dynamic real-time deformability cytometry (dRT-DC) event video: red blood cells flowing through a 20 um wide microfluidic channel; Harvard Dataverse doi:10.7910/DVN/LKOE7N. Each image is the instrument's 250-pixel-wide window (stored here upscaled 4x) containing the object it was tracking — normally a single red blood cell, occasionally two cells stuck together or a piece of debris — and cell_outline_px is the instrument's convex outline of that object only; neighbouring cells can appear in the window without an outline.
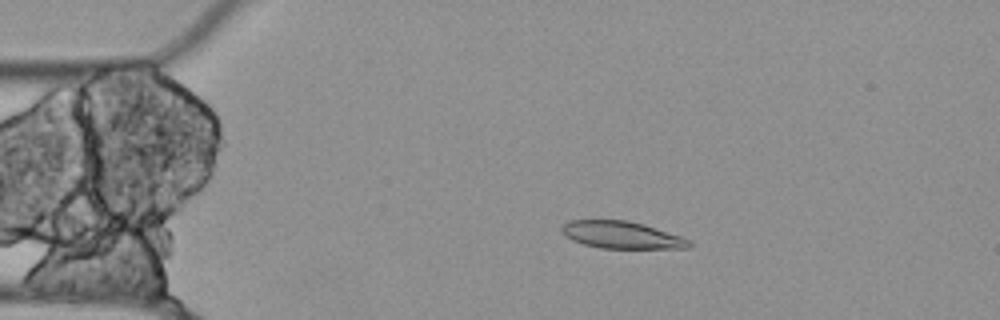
{"species": "Egyptian fruit bat (a non-hibernating species)", "species_latin": "Rousettus aegyptiacus", "temperature_condition": "cold", "stored_images_in_passage": 53, "camera_frame_rate_fps": 3000, "um_per_image_px": 0.085, "animal": {"sex": "female"}, "frame": {"image": 1, "passage_image": 10, "time_ms": 3.0, "image_size_px": [1000, 320], "cell_outline_px": [[692, 248], [600, 248], [584, 244], [572, 240], [564, 236], [560, 228], [568, 220], [628, 220], [644, 224], [680, 236], [688, 240], [692, 244]], "centroid_in_image_um": [52.81, 19.97], "position_along_channel_um": 32.2, "area_um2": 20.17}}
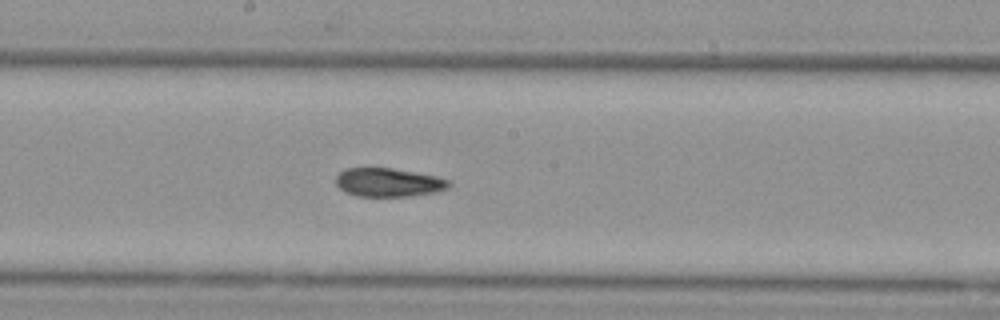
{"frame": {"image": 2, "passage_image": 28, "time_ms": 9.0, "image_size_px": [1000, 320], "cell_outline_px": [[452, 184], [448, 188], [436, 192], [412, 196], [356, 196], [344, 192], [336, 184], [336, 176], [344, 168], [392, 168], [436, 176], [448, 180]], "centroid_in_image_um": [33.01, 15.51], "position_along_channel_um": 215.2, "area_um2": 18.9}}
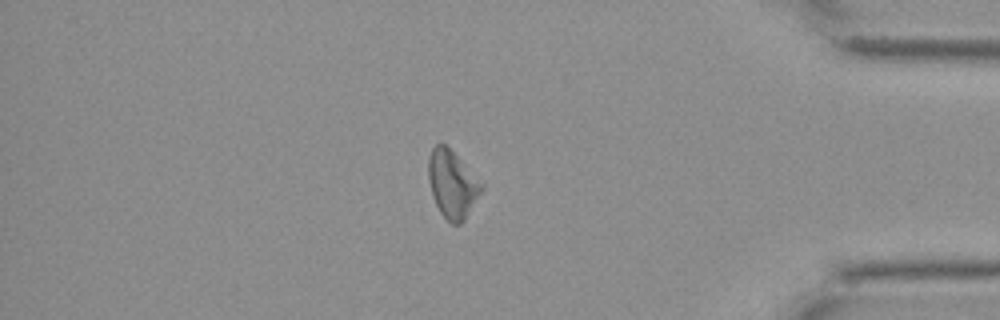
{"frame": {"image": 3, "passage_image": 46, "time_ms": 15.0, "image_size_px": [1000, 320], "cell_outline_px": [[484, 188], [464, 220], [460, 224], [452, 224], [440, 212], [432, 196], [428, 180], [428, 156], [432, 148], [436, 144], [444, 144], [484, 184]], "centroid_in_image_um": [38.43, 15.67], "position_along_channel_um": 396.8, "area_um2": 20.63}}